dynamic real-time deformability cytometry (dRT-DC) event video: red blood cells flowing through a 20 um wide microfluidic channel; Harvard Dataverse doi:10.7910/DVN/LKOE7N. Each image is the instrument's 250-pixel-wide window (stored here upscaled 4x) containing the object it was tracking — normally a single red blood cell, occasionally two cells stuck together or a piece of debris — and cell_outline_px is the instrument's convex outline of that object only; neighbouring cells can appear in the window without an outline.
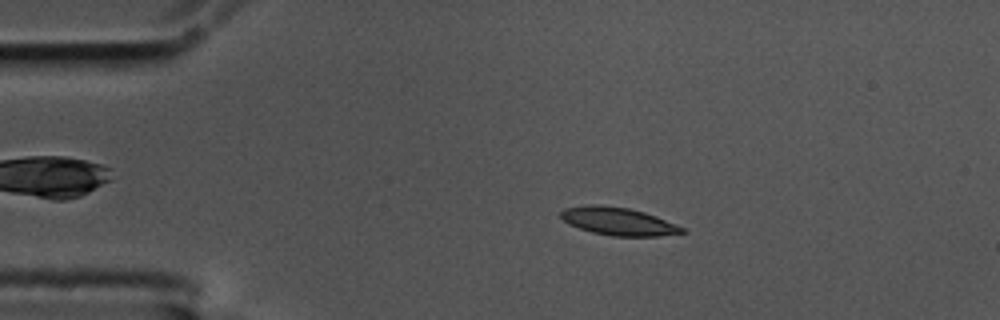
{"species": "common noctule bat (a hibernating species)", "species_latin": "Nyctalus noctula", "temperature_condition": "cold", "stored_images_in_passage": 58, "camera_frame_rate_fps": 3000, "um_per_image_px": 0.085, "animal": {"sex": "male", "body_mass_g": 17.5, "forearm_length_mm": 52.3}, "frame": {"image": 1, "passage_image": 11, "time_ms": 3.333, "image_size_px": [1000, 320], "cell_outline_px": [[688, 232], [660, 236], [612, 236], [592, 232], [568, 224], [560, 216], [560, 212], [564, 208], [592, 204], [596, 204], [628, 208], [644, 212], [656, 216], [684, 228]], "centroid_in_image_um": [52.55, 18.81], "position_along_channel_um": 32.4, "area_um2": 19.59}}
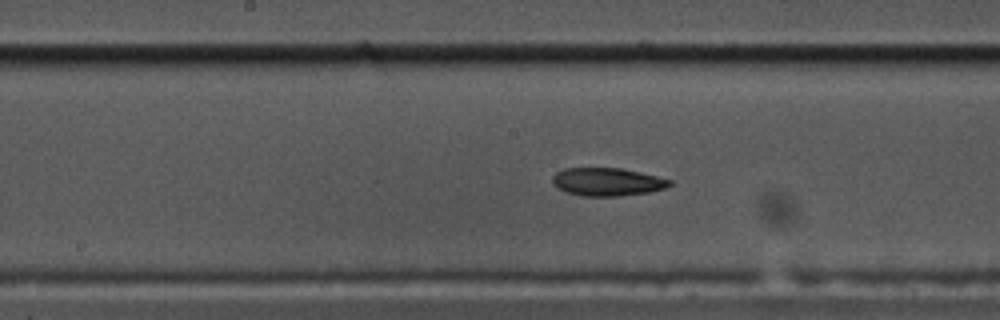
{"frame": {"image": 2, "passage_image": 29, "time_ms": 9.333, "image_size_px": [1000, 320], "cell_outline_px": [[672, 184], [664, 188], [648, 192], [616, 196], [580, 196], [564, 192], [556, 188], [552, 184], [552, 176], [556, 172], [564, 168], [620, 168], [640, 172], [672, 180]], "centroid_in_image_um": [51.55, 15.46], "position_along_channel_um": 196.7, "area_um2": 19.25}}
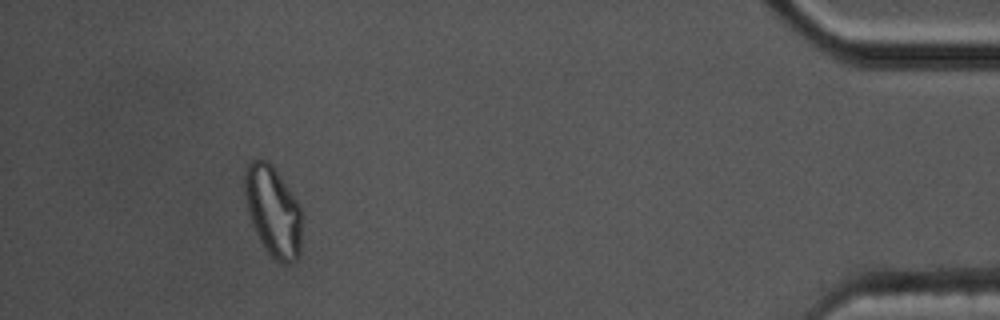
{"frame": {"image": 3, "passage_image": 53, "time_ms": 17.333, "image_size_px": [1000, 320], "cell_outline_px": [[300, 256], [292, 264], [284, 264], [276, 260], [268, 252], [260, 240], [252, 224], [248, 212], [244, 192], [244, 176], [248, 164], [252, 160], [264, 160], [272, 164], [296, 200], [300, 208]], "centroid_in_image_um": [23.2, 17.97], "position_along_channel_um": 412.0, "area_um2": 29.71}, "authors_computed_cell_mechanics": {"area_um2": 19.5942, "velocity_mm_per_s": 3.4692, "shape_relaxation_time_tau1_ms": null, "shape_relaxation_time_tau2_ms": 6.5652, "deformation_change_tau1": null, "deformation_change_tau2": 0.1221}}